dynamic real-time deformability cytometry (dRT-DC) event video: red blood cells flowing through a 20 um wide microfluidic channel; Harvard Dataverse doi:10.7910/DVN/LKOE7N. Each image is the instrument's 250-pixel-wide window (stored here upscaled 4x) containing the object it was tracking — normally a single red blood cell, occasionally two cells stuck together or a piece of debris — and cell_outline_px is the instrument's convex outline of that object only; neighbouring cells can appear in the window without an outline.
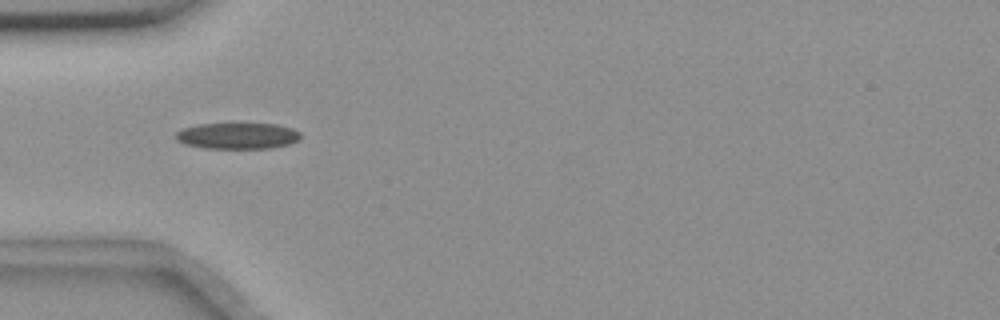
{"species": "common noctule bat (a hibernating species)", "species_latin": "Nyctalus noctula", "temperature_condition": "room temperature", "stored_images_in_passage": 11, "camera_frame_rate_fps": 3000, "um_per_image_px": 0.085, "animal": {"sex": "female", "body_mass_g": 18.4}, "frame": {"image": 1, "passage_image": 5, "time_ms": 1.333, "image_size_px": [1000, 320], "cell_outline_px": [[300, 136], [296, 140], [288, 144], [272, 148], [204, 148], [184, 144], [176, 140], [176, 132], [184, 128], [200, 124], [276, 124], [292, 128], [300, 132]], "centroid_in_image_um": [20.17, 11.55], "position_along_channel_um": 64.8, "area_um2": 18.84}}
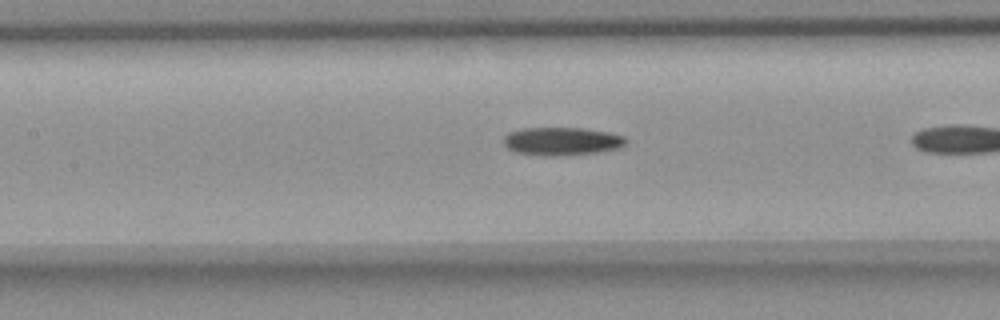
{"frame": {"image": 2, "passage_image": 10, "time_ms": 3.0, "image_size_px": [1000, 320], "cell_outline_px": [[628, 140], [620, 148], [596, 152], [560, 156], [544, 156], [516, 152], [508, 148], [504, 144], [504, 136], [508, 132], [520, 128], [584, 128], [608, 132], [624, 136]], "centroid_in_image_um": [47.74, 12.0], "position_along_channel_um": 159.7, "area_um2": 20.11}}